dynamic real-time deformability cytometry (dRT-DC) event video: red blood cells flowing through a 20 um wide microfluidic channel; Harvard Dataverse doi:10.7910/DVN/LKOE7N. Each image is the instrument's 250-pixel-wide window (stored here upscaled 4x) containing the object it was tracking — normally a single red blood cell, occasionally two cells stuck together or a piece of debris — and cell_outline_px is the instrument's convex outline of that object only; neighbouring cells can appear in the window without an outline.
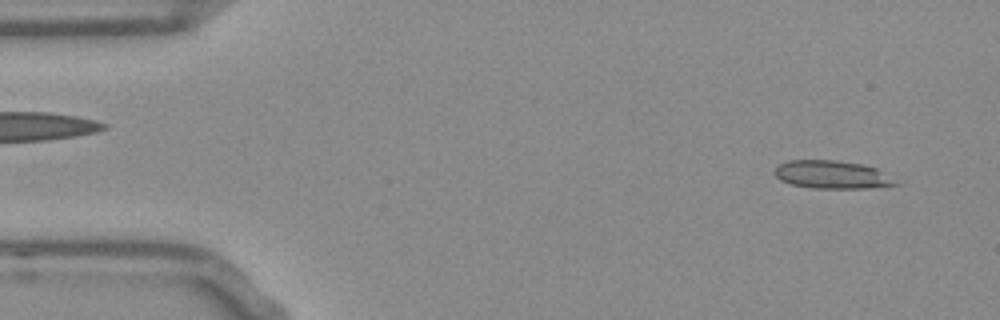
{"species": "Egyptian fruit bat (a non-hibernating species)", "species_latin": "Rousettus aegyptiacus", "temperature_condition": "room temperature", "stored_images_in_passage": 13, "camera_frame_rate_fps": 3000, "um_per_image_px": 0.085, "frame": {"image": 1, "passage_image": 3, "time_ms": 0.667, "image_size_px": [1000, 320], "cell_outline_px": [[900, 184], [868, 188], [812, 188], [792, 184], [780, 180], [776, 176], [776, 168], [780, 164], [788, 160], [836, 160], [864, 164], [876, 168]], "centroid_in_image_um": [70.71, 14.84], "position_along_channel_um": 14.3, "area_um2": 19.54}}